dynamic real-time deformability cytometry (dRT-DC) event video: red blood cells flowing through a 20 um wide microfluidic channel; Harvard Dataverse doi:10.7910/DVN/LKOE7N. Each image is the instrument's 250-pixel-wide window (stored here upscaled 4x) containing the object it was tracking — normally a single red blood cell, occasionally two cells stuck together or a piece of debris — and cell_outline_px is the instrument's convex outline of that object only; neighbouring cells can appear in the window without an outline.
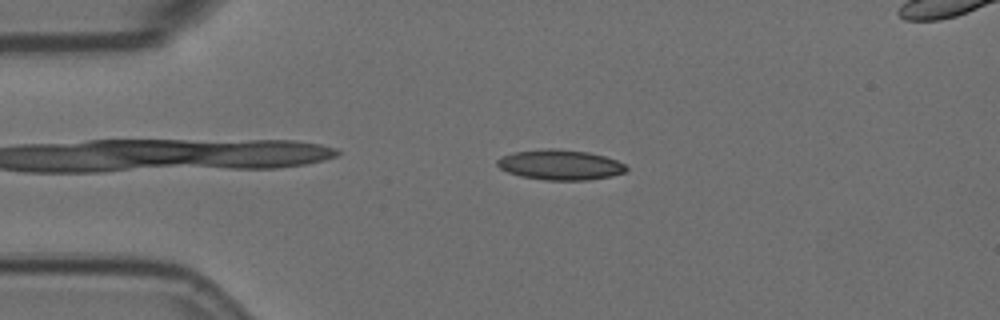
{"species": "Egyptian fruit bat (a non-hibernating species)", "species_latin": "Rousettus aegyptiacus", "temperature_condition": "room temperature", "stored_images_in_passage": 4, "segment_of_instrument_passage": [1, 2], "camera_frame_rate_fps": 3000, "um_per_image_px": 0.085, "animal": {"sex": "female"}, "frame": {"image": 1, "passage_image": 2, "time_ms": 0.333, "image_size_px": [1000, 320], "cell_outline_px": [[628, 168], [624, 172], [612, 176], [588, 180], [544, 180], [520, 176], [508, 172], [500, 168], [496, 164], [496, 160], [500, 156], [512, 152], [548, 148], [556, 148], [588, 152], [604, 156], [616, 160], [624, 164]], "centroid_in_image_um": [47.58, 14.0], "position_along_channel_um": 37.4, "area_um2": 22.83}}